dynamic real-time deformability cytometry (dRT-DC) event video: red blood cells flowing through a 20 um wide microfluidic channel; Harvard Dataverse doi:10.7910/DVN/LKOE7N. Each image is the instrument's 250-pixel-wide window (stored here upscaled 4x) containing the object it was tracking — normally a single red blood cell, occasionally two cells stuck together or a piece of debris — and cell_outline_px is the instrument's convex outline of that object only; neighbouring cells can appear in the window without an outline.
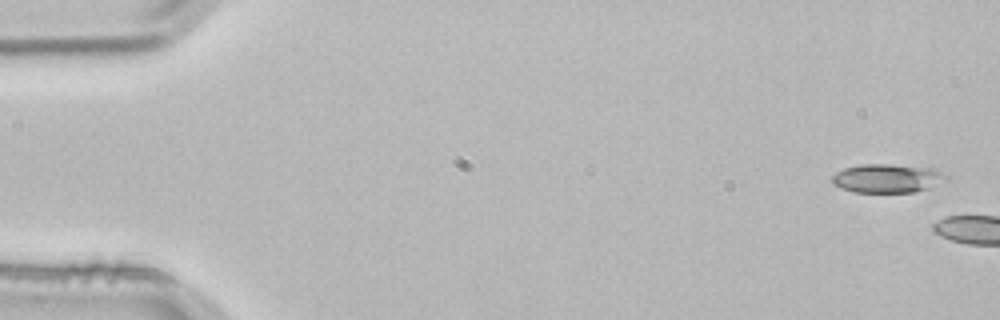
{"species": "common noctule bat (a hibernating species)", "species_latin": "Nyctalus noctula", "temperature_condition": "room temperature", "stored_images_in_passage": 4, "camera_frame_rate_fps": 3000, "um_per_image_px": 0.085, "animal": {"sex": "male", "body_mass_g": 21.5, "forearm_length_mm": 52.0}, "frame": {"image": 1, "passage_image": 1, "time_ms": 0.0, "image_size_px": [1000, 320], "cell_outline_px": [[948, 176], [928, 188], [916, 192], [852, 192], [840, 188], [832, 184], [832, 176], [836, 172], [844, 168], [864, 164], [888, 164], [936, 168], [944, 172]], "centroid_in_image_um": [75.38, 15.15], "position_along_channel_um": 9.6, "area_um2": 19.07}}
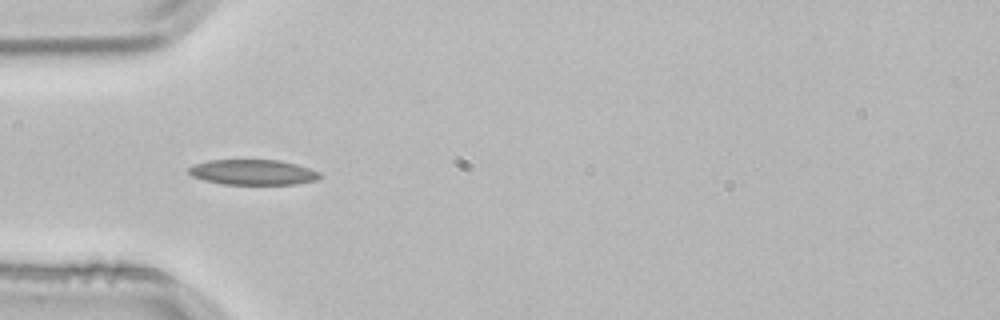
{"frame": {"image": 2, "passage_image": 4, "time_ms": 1.0, "image_size_px": [1000, 320], "cell_outline_px": [[320, 176], [316, 180], [296, 184], [220, 184], [204, 180], [192, 176], [184, 168], [208, 160], [280, 160], [296, 164], [320, 172]], "centroid_in_image_um": [21.45, 14.64], "position_along_channel_um": 63.5, "area_um2": 19.36}}